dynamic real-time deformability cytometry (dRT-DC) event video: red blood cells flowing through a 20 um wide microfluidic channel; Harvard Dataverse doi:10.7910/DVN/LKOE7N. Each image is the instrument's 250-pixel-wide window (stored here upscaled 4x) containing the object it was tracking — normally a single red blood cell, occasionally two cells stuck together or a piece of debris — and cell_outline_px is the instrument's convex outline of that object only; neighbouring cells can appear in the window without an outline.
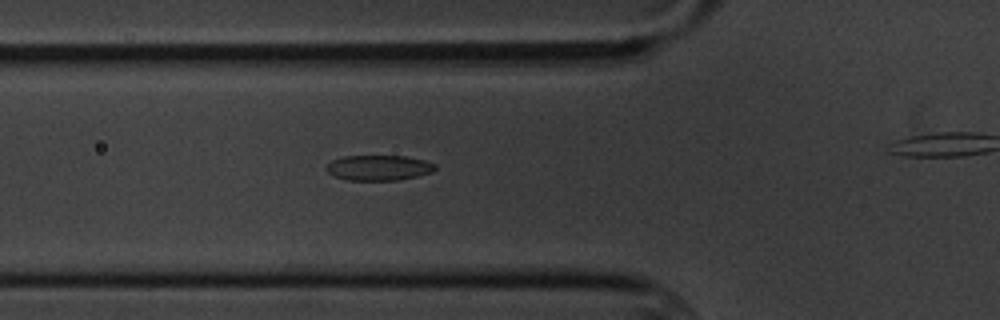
{"species": "common noctule bat (a hibernating species)", "species_latin": "Nyctalus noctula", "temperature_condition": "cold", "stored_images_in_passage": 6, "segment_of_instrument_passage": [1, 2], "camera_frame_rate_fps": 3000, "um_per_image_px": 0.085, "animal": {"sex": "male", "body_mass_g": 20.1, "forearm_length_mm": 53.5}, "frame": {"image": 1, "passage_image": 5, "time_ms": 4.667, "image_size_px": [1000, 320], "cell_outline_px": [[436, 168], [432, 172], [416, 176], [396, 180], [348, 180], [332, 176], [324, 168], [332, 160], [344, 156], [404, 156], [424, 160], [436, 164]], "centroid_in_image_um": [32.16, 14.26], "position_along_channel_um": 93.6, "area_um2": 16.01}}